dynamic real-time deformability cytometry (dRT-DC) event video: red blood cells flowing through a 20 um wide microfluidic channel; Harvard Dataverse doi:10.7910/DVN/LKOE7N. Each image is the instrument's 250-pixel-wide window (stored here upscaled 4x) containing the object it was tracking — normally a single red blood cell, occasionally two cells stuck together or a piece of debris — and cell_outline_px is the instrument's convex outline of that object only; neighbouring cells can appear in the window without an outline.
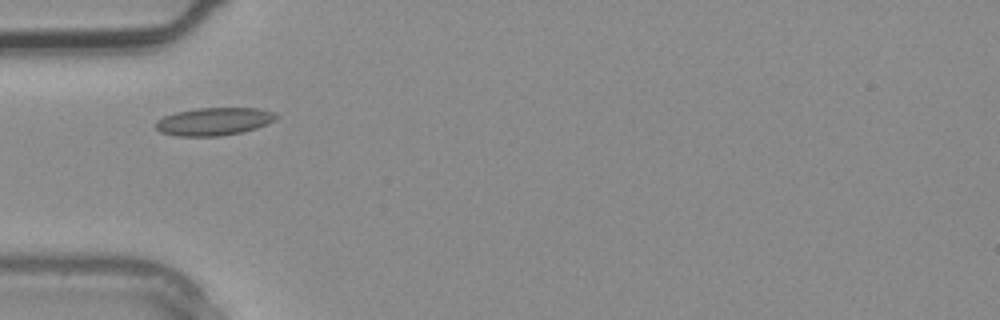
{"species": "common noctule bat (a hibernating species)", "species_latin": "Nyctalus noctula", "temperature_condition": "warm", "stored_images_in_passage": 1, "camera_frame_rate_fps": 3000, "um_per_image_px": 0.085, "animal": {"sex": "male", "body_mass_g": 20.4}, "frame": {"image": 1, "passage_image": 1, "time_ms": 0.0, "image_size_px": [1000, 320], "cell_outline_px": [[280, 116], [276, 120], [268, 124], [244, 132], [220, 136], [176, 136], [160, 132], [156, 128], [156, 120], [164, 116], [176, 112], [196, 108], [260, 108], [272, 112]], "centroid_in_image_um": [18.21, 10.33], "position_along_channel_um": 66.8, "area_um2": 19.71}}